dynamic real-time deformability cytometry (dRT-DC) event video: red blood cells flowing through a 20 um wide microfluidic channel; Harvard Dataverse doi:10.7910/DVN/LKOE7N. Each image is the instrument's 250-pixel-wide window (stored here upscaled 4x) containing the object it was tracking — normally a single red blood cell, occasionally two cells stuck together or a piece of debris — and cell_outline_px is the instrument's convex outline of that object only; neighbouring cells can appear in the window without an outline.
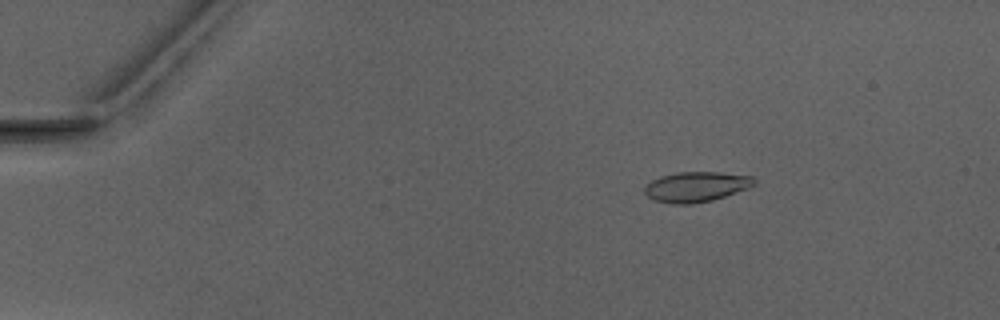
{"species": "Egyptian fruit bat (a non-hibernating species)", "species_latin": "Rousettus aegyptiacus", "temperature_condition": "warm", "stored_images_in_passage": 4, "camera_frame_rate_fps": 3000, "um_per_image_px": 0.085, "animal": {"sex": "male"}, "frame": {"image": 1, "passage_image": 2, "time_ms": 1.0, "image_size_px": [1000, 320], "cell_outline_px": [[756, 184], [724, 196], [712, 200], [692, 204], [672, 204], [652, 200], [644, 192], [644, 188], [652, 180], [660, 176], [676, 172], [720, 172], [752, 176], [756, 180]], "centroid_in_image_um": [59.14, 15.87], "position_along_channel_um": 25.9, "area_um2": 19.19}}
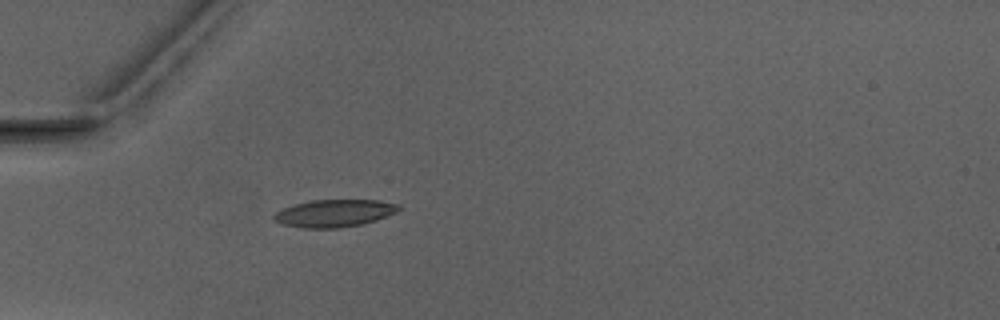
{"frame": {"image": 2, "passage_image": 4, "time_ms": 3.667, "image_size_px": [1000, 320], "cell_outline_px": [[400, 208], [396, 212], [376, 220], [364, 224], [336, 228], [300, 228], [284, 224], [272, 220], [272, 216], [280, 208], [292, 204], [312, 200], [376, 200], [400, 204]], "centroid_in_image_um": [28.37, 18.12], "position_along_channel_um": 56.6, "area_um2": 20.11}}